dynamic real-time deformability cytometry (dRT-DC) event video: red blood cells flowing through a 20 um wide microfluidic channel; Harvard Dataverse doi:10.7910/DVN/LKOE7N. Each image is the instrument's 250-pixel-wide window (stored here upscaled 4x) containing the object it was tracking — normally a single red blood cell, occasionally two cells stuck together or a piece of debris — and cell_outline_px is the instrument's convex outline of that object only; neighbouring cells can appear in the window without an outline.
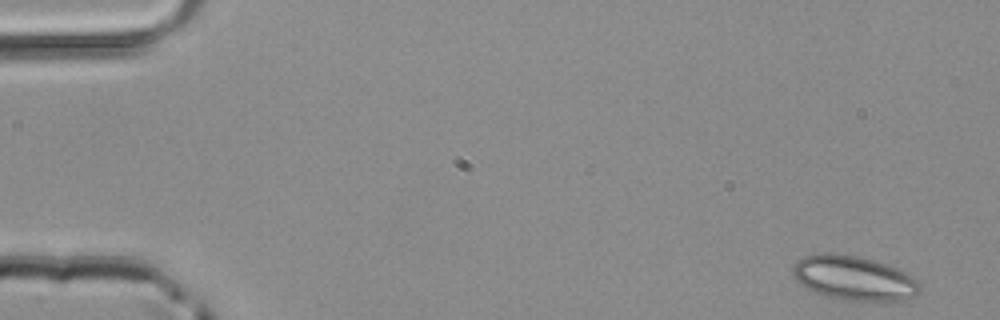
{"species": "common noctule bat (a hibernating species)", "species_latin": "Nyctalus noctula", "temperature_condition": "room temperature", "stored_images_in_passage": 49, "camera_frame_rate_fps": 3000, "um_per_image_px": 0.085, "animal": {"sex": "male", "body_mass_g": 20.4}, "frame": {"image": 1, "passage_image": 1, "time_ms": 0.0, "image_size_px": [1000, 320], "cell_outline_px": [[920, 288], [916, 296], [900, 300], [844, 300], [828, 296], [804, 288], [792, 276], [792, 268], [796, 260], [804, 256], [820, 252], [836, 252], [856, 256], [872, 260], [908, 272], [920, 280]], "centroid_in_image_um": [72.56, 23.61], "position_along_channel_um": 12.4, "area_um2": 33.12}}
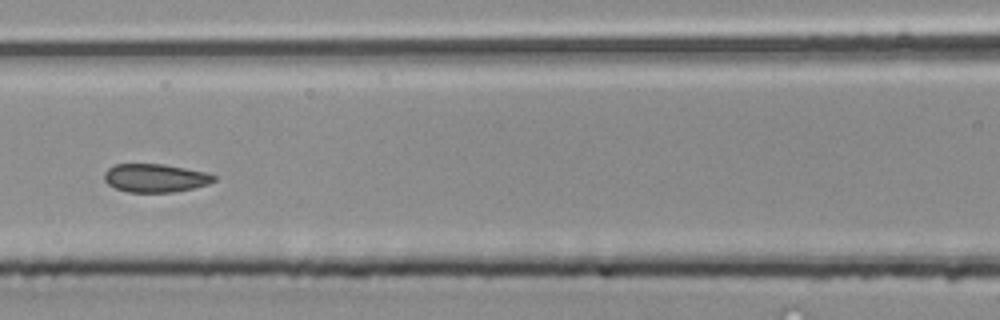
{"frame": {"image": 2, "passage_image": 21, "time_ms": 6.667, "image_size_px": [1000, 320], "cell_outline_px": [[216, 180], [208, 184], [192, 188], [172, 192], [128, 192], [116, 188], [108, 184], [104, 180], [104, 172], [108, 168], [116, 164], [164, 164], [204, 172], [216, 176]], "centroid_in_image_um": [13.17, 15.13], "position_along_channel_um": 153.4, "area_um2": 17.98}}
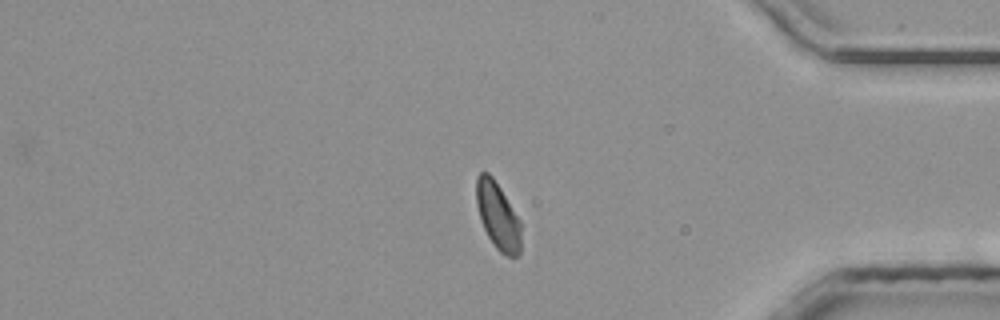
{"frame": {"image": 3, "passage_image": 40, "time_ms": 13.0, "image_size_px": [1000, 320], "cell_outline_px": [[520, 252], [516, 256], [508, 256], [500, 252], [496, 248], [488, 236], [480, 220], [476, 204], [476, 176], [480, 172], [488, 172], [492, 176], [500, 188], [520, 220]], "centroid_in_image_um": [42.29, 18.33], "position_along_channel_um": 392.9, "area_um2": 17.34}}